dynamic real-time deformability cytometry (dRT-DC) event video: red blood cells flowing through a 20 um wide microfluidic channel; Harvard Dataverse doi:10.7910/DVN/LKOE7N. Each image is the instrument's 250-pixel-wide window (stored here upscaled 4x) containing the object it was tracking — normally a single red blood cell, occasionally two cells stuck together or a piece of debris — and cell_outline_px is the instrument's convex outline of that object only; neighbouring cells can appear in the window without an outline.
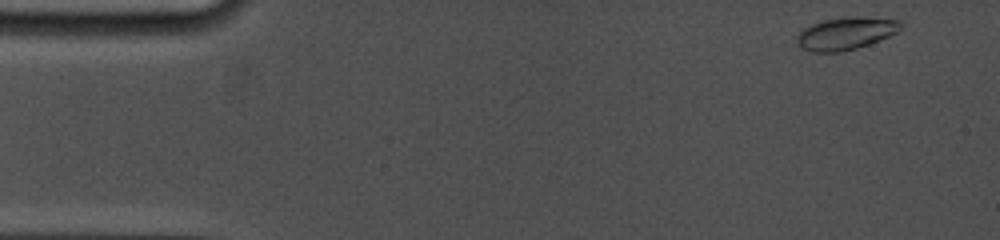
{"species": "common noctule bat (a hibernating species)", "species_latin": "Nyctalus noctula", "temperature_condition": "cold", "stored_images_in_passage": 35, "camera_frame_rate_fps": 5000, "um_per_image_px": 0.085, "animal": {"sex": "female", "body_mass_g": 19.0, "forearm_length_mm": 53.3}, "frame": {"image": 1, "passage_image": 1, "time_ms": 0.0, "image_size_px": [1000, 240], "cell_outline_px": [[904, 28], [880, 40], [856, 48], [840, 52], [812, 52], [800, 48], [796, 40], [796, 36], [804, 28], [812, 24], [824, 20], [844, 16], [856, 16], [900, 20], [904, 24]], "centroid_in_image_um": [71.9, 2.83], "position_along_channel_um": 13.1, "area_um2": 19.83}}
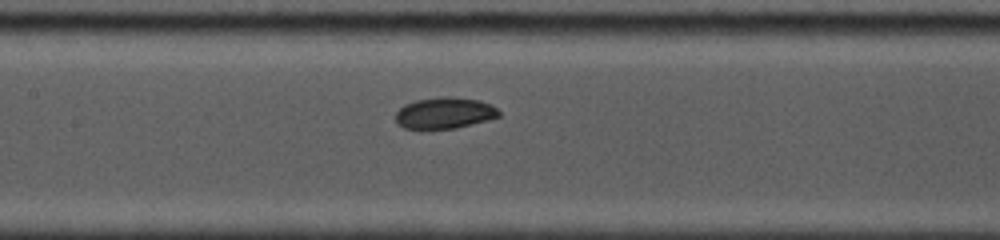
{"frame": {"image": 2, "passage_image": 22, "time_ms": 7.0, "image_size_px": [1000, 240], "cell_outline_px": [[500, 116], [456, 128], [420, 132], [404, 128], [396, 124], [396, 112], [404, 104], [416, 100], [440, 96], [452, 96], [480, 100], [492, 104], [500, 112]], "centroid_in_image_um": [37.72, 9.63], "position_along_channel_um": 169.7, "area_um2": 19.59}}
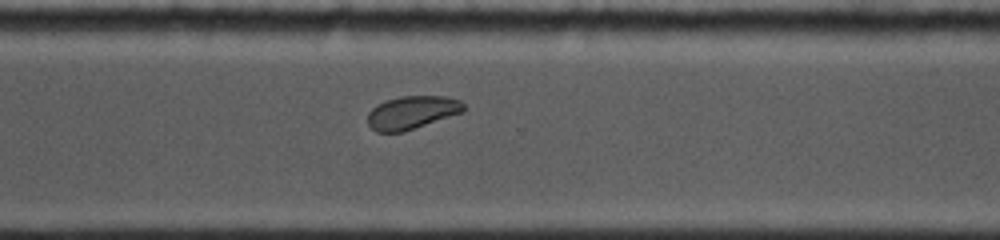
{"frame": {"image": 3, "passage_image": 35, "time_ms": 11.4, "image_size_px": [1000, 240], "cell_outline_px": [[464, 112], [404, 132], [376, 132], [368, 124], [368, 112], [376, 104], [400, 96], [444, 96], [460, 100], [464, 104]], "centroid_in_image_um": [35.02, 9.56], "position_along_channel_um": 335.6, "area_um2": 18.61}}